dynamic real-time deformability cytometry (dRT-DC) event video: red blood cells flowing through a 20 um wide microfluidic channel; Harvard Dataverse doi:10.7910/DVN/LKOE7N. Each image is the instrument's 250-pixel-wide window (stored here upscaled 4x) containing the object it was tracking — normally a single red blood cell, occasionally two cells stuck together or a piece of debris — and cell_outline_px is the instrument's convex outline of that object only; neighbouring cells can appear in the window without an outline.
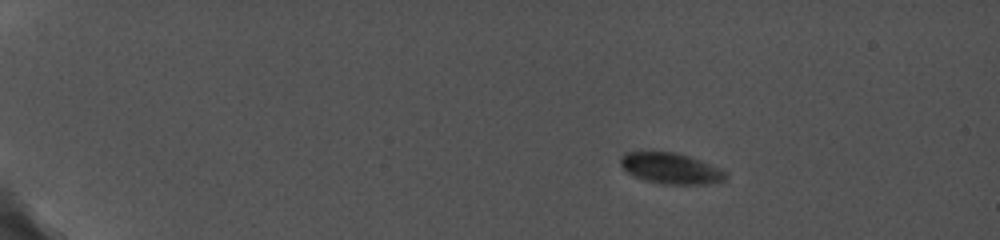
{"species": "common noctule bat (a hibernating species)", "species_latin": "Nyctalus noctula", "temperature_condition": "cold", "stored_images_in_passage": 42, "camera_frame_rate_fps": 5000, "um_per_image_px": 0.085, "animal": {"sex": "female", "body_mass_g": 19.0, "forearm_length_mm": 56.7}, "frame": {"image": 1, "passage_image": 1, "time_ms": 0.0, "image_size_px": [1000, 240], "cell_outline_px": [[728, 180], [708, 184], [660, 184], [644, 180], [628, 172], [620, 164], [620, 156], [624, 152], [676, 152], [700, 160], [720, 168], [728, 172]], "centroid_in_image_um": [57.06, 14.32], "position_along_channel_um": 27.9, "area_um2": 19.07}}
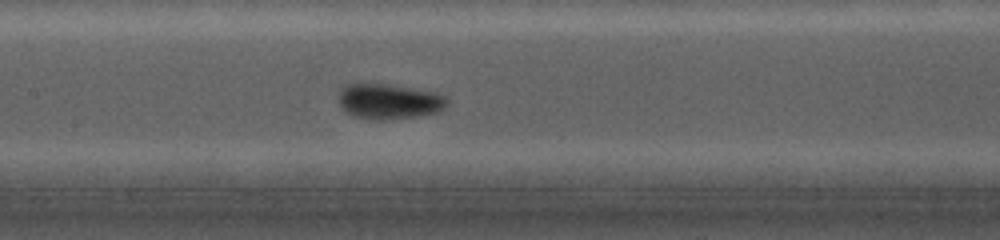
{"frame": {"image": 2, "passage_image": 20, "time_ms": 7.0, "image_size_px": [1000, 240], "cell_outline_px": [[448, 104], [440, 112], [416, 116], [384, 120], [372, 120], [352, 116], [344, 112], [340, 104], [340, 92], [344, 84], [356, 80], [388, 84], [436, 92], [444, 96], [448, 100]], "centroid_in_image_um": [33.01, 8.59], "position_along_channel_um": 174.4, "area_um2": 23.06}}
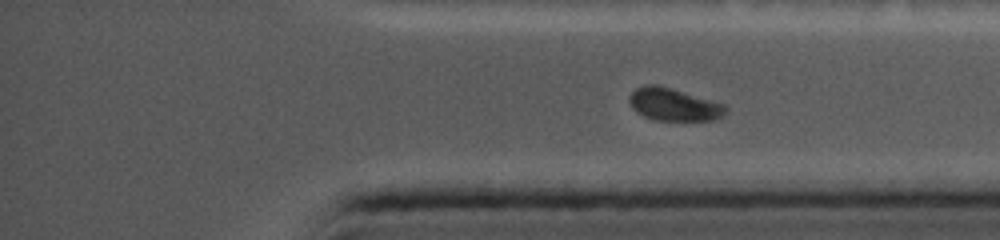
{"frame": {"image": 3, "passage_image": 42, "time_ms": 12.4, "image_size_px": [1000, 240], "cell_outline_px": [[728, 112], [724, 116], [712, 120], [656, 120], [644, 116], [636, 112], [632, 108], [628, 100], [628, 96], [636, 88], [648, 84], [656, 84], [672, 88], [728, 104]], "centroid_in_image_um": [57.32, 8.88], "position_along_channel_um": 377.9, "area_um2": 18.67}}